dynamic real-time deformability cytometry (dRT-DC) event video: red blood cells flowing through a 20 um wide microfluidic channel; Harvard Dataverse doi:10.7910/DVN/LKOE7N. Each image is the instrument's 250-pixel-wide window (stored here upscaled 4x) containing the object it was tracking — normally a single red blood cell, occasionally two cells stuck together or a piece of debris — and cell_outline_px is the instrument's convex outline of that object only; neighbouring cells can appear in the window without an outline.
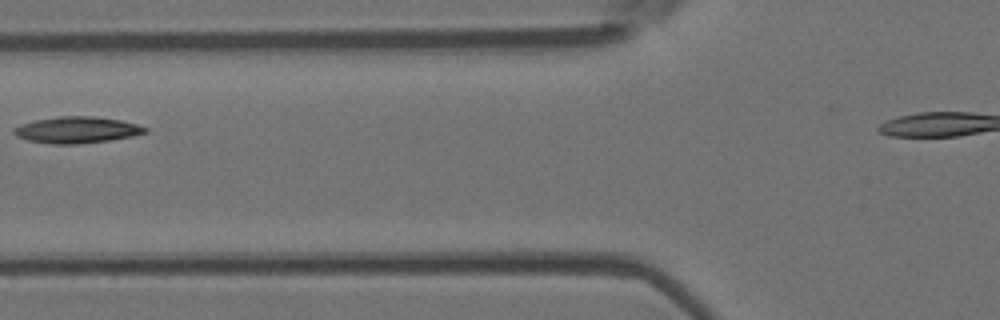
{"species": "Egyptian fruit bat (a non-hibernating species)", "species_latin": "Rousettus aegyptiacus", "temperature_condition": "room temperature", "stored_images_in_passage": 3, "camera_frame_rate_fps": 3000, "um_per_image_px": 0.085, "animal": {"sex": "female"}, "frame": {"image": 1, "passage_image": 2, "time_ms": 1.333, "image_size_px": [1000, 320], "cell_outline_px": [[148, 132], [132, 136], [108, 140], [76, 144], [52, 144], [28, 140], [16, 136], [12, 132], [12, 128], [36, 120], [56, 116], [96, 116], [120, 120], [136, 124], [148, 128]], "centroid_in_image_um": [6.53, 11.04], "position_along_channel_um": 119.3, "area_um2": 20.11}}
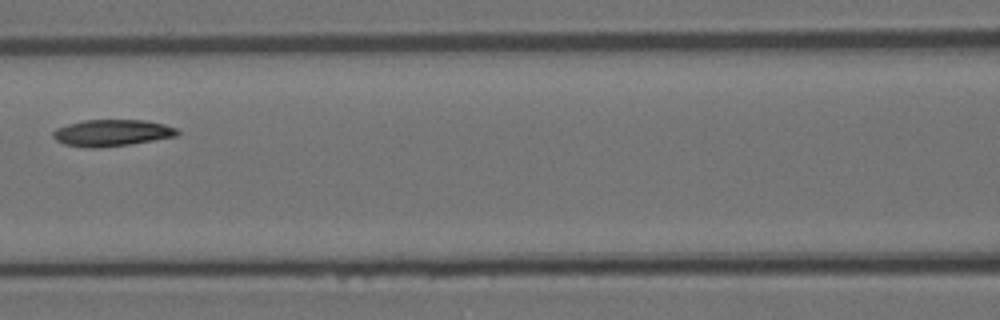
{"frame": {"image": 2, "passage_image": 3, "time_ms": 2.333, "image_size_px": [1000, 320], "cell_outline_px": [[180, 132], [176, 136], [128, 144], [100, 148], [84, 148], [64, 144], [56, 140], [52, 136], [52, 132], [56, 128], [68, 124], [84, 120], [144, 120], [164, 124], [176, 128]], "centroid_in_image_um": [9.47, 11.29], "position_along_channel_um": 157.1, "area_um2": 19.25}}